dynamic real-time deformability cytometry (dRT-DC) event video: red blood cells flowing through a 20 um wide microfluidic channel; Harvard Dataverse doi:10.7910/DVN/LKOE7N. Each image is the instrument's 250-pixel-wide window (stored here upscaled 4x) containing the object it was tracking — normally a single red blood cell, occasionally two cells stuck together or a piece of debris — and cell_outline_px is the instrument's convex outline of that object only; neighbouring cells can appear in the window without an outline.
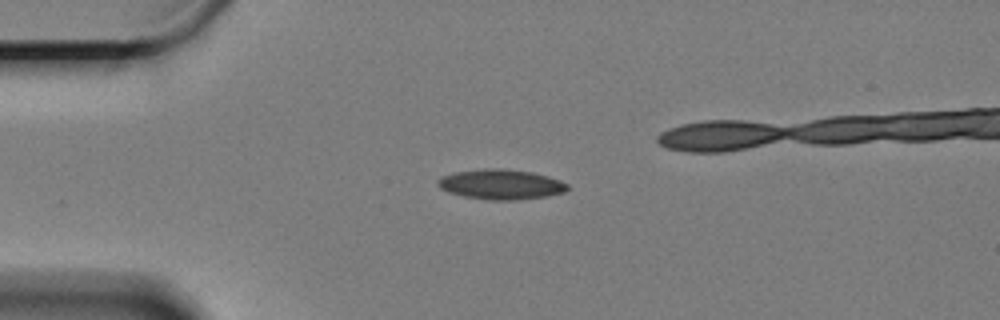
{"species": "Egyptian fruit bat (a non-hibernating species)", "species_latin": "Rousettus aegyptiacus", "temperature_condition": "cold", "stored_images_in_passage": 36, "camera_frame_rate_fps": 3000, "um_per_image_px": 0.085, "animal": {"sex": "female"}, "frame": {"image": 1, "passage_image": 1, "time_ms": 0.0, "image_size_px": [1000, 320], "cell_outline_px": [[568, 188], [564, 192], [548, 196], [516, 200], [488, 200], [464, 196], [448, 192], [440, 188], [436, 184], [436, 180], [440, 176], [452, 172], [484, 168], [504, 168], [532, 172], [548, 176], [560, 180], [568, 184]], "centroid_in_image_um": [42.54, 15.66], "position_along_channel_um": 42.5, "area_um2": 23.0}}
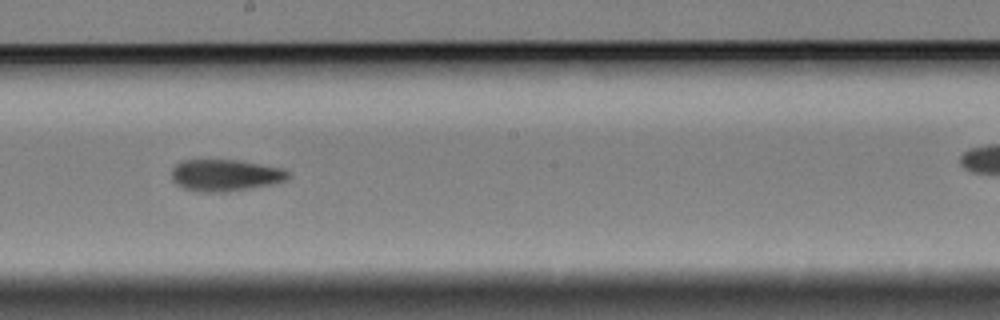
{"frame": {"image": 2, "passage_image": 20, "time_ms": 6.333, "image_size_px": [1000, 320], "cell_outline_px": [[292, 176], [284, 180], [272, 184], [224, 192], [200, 192], [184, 188], [176, 184], [172, 180], [172, 168], [180, 160], [240, 160], [284, 168], [292, 172]], "centroid_in_image_um": [19.17, 14.88], "position_along_channel_um": 229.0, "area_um2": 21.73}}
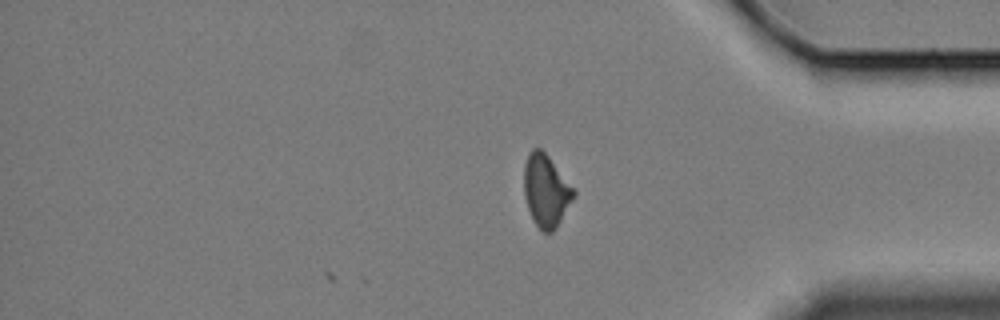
{"frame": {"image": 3, "passage_image": 36, "time_ms": 11.667, "image_size_px": [1000, 320], "cell_outline_px": [[576, 196], [556, 228], [552, 232], [544, 232], [532, 220], [524, 196], [524, 164], [528, 152], [532, 148], [540, 148], [548, 156], [576, 192]], "centroid_in_image_um": [46.4, 16.21], "position_along_channel_um": 388.8, "area_um2": 20.87}, "authors_computed_cell_mechanics": {"area_um2": 21.7328, "velocity_mm_per_s": 3.3034, "shape_relaxation_time_tau1_ms": 9.8684, "shape_relaxation_time_tau2_ms": 4.2414, "deformation_change_tau1": 0.1825, "deformation_change_tau2": 0.1029}}